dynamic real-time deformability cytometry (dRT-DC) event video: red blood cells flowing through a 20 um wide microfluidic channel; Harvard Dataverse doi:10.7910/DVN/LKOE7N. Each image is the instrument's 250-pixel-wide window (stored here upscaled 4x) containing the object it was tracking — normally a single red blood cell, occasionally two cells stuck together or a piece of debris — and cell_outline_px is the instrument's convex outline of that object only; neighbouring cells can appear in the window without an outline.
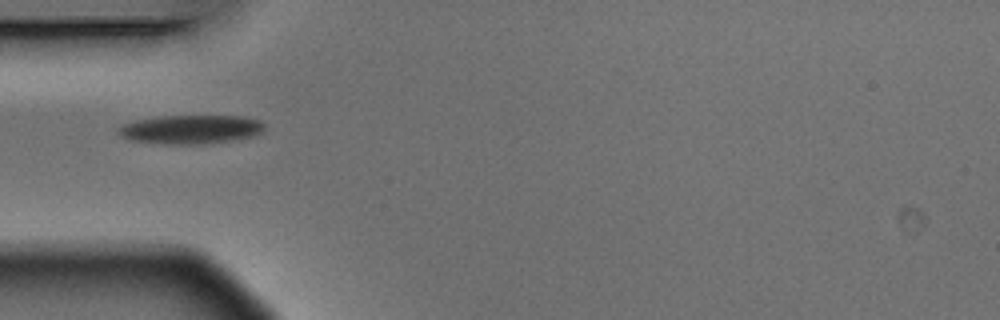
{"species": "Egyptian fruit bat (a non-hibernating species)", "species_latin": "Rousettus aegyptiacus", "temperature_condition": "warm", "stored_images_in_passage": 6, "camera_frame_rate_fps": 3000, "um_per_image_px": 0.085, "animal": {"sex": "male"}, "frame": {"image": 1, "passage_image": 5, "time_ms": 1.333, "image_size_px": [1000, 320], "cell_outline_px": [[264, 128], [256, 136], [204, 144], [164, 144], [128, 140], [120, 136], [116, 132], [124, 124], [136, 120], [160, 116], [244, 116], [260, 120], [264, 124]], "centroid_in_image_um": [16.21, 11.0], "position_along_channel_um": 68.8, "area_um2": 24.62}}
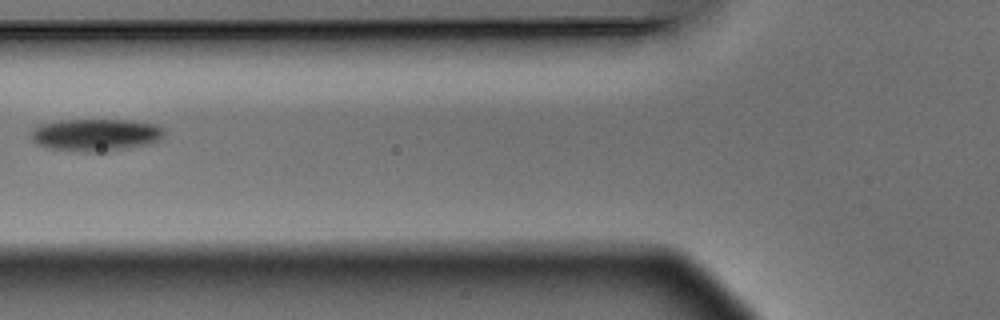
{"frame": {"image": 2, "passage_image": 6, "time_ms": 1.667, "image_size_px": [1000, 320], "cell_outline_px": [[164, 136], [160, 140], [128, 148], [104, 152], [84, 152], [52, 148], [36, 144], [32, 140], [32, 128], [40, 124], [60, 120], [132, 120], [152, 124], [164, 128]], "centroid_in_image_um": [8.13, 11.46], "position_along_channel_um": 117.7, "area_um2": 25.03}}